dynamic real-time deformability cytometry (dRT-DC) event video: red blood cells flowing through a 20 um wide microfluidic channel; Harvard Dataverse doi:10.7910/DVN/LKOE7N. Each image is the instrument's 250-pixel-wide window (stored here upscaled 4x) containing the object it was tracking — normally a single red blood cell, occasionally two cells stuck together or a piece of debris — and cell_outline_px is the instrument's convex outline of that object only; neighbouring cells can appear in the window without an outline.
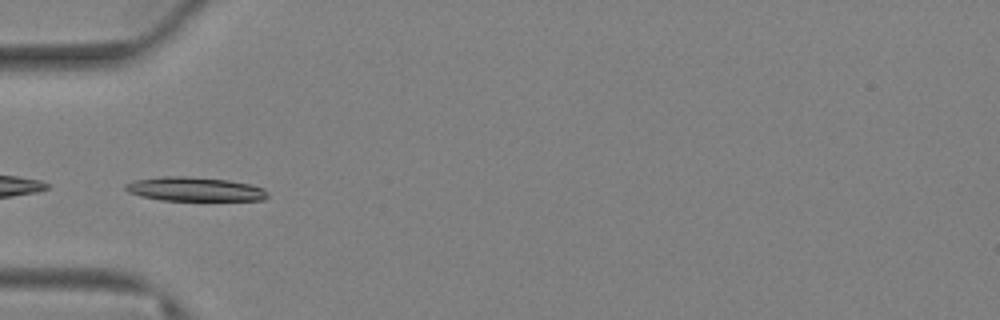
{"species": "Egyptian fruit bat (a non-hibernating species)", "species_latin": "Rousettus aegyptiacus", "temperature_condition": "warm", "stored_images_in_passage": 52, "camera_frame_rate_fps": 3000, "um_per_image_px": 0.085, "animal": {"sex": "female"}, "frame": {"image": 1, "passage_image": 1, "time_ms": 0.0, "image_size_px": [1000, 320], "cell_outline_px": [[268, 196], [264, 200], [160, 200], [140, 196], [128, 192], [124, 188], [124, 184], [136, 180], [164, 176], [188, 176], [228, 180], [252, 184], [264, 188], [268, 192]], "centroid_in_image_um": [16.57, 16.07], "position_along_channel_um": 68.4, "area_um2": 20.0}}
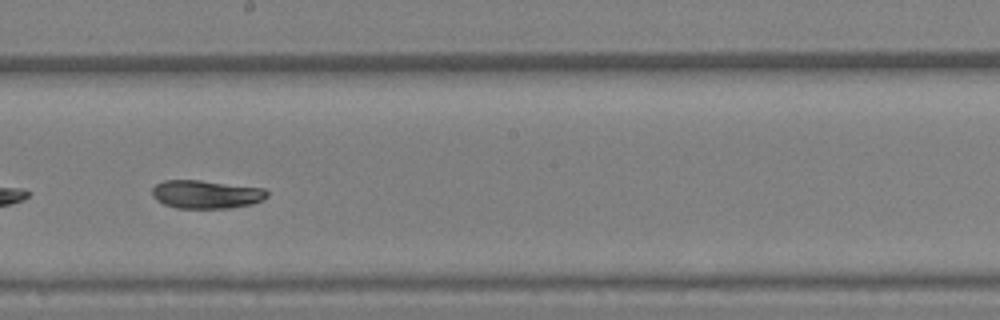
{"frame": {"image": 2, "passage_image": 20, "time_ms": 6.333, "image_size_px": [1000, 320], "cell_outline_px": [[268, 196], [264, 200], [252, 204], [228, 208], [176, 208], [164, 204], [156, 200], [152, 196], [152, 188], [156, 184], [164, 180], [200, 180], [264, 188], [268, 192]], "centroid_in_image_um": [17.52, 16.52], "position_along_channel_um": 230.7, "area_um2": 19.07}}
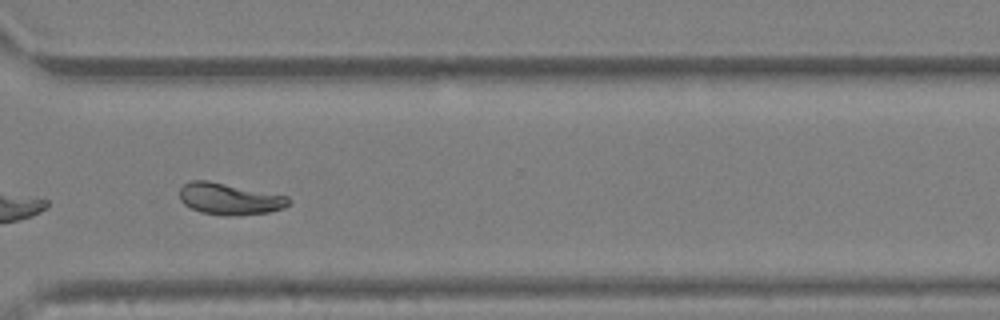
{"frame": {"image": 3, "passage_image": 34, "time_ms": 11.0, "image_size_px": [1000, 320], "cell_outline_px": [[292, 200], [284, 208], [268, 212], [240, 216], [224, 216], [200, 212], [184, 204], [180, 200], [180, 188], [184, 184], [192, 180], [208, 180], [288, 196]], "centroid_in_image_um": [19.51, 16.91], "position_along_channel_um": 351.1, "area_um2": 20.23}, "authors_computed_cell_mechanics": {"area_um2": 19.6231, "velocity_mm_per_s": 2.5793, "shape_relaxation_time_tau1_ms": 10.3557, "shape_relaxation_time_tau2_ms": null, "deformation_change_tau1": 0.2173, "deformation_change_tau2": null}}